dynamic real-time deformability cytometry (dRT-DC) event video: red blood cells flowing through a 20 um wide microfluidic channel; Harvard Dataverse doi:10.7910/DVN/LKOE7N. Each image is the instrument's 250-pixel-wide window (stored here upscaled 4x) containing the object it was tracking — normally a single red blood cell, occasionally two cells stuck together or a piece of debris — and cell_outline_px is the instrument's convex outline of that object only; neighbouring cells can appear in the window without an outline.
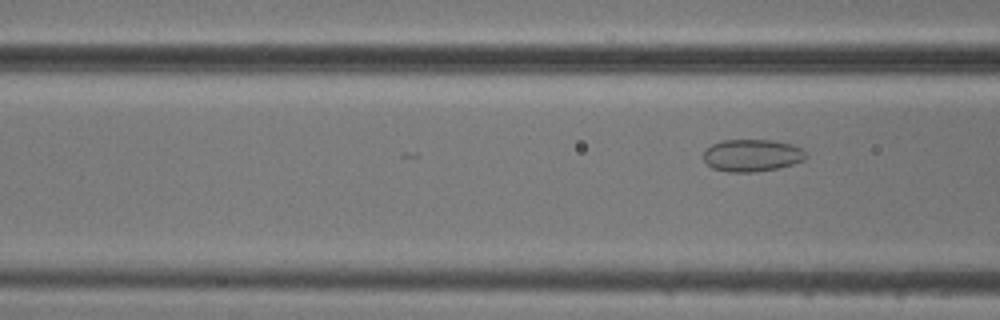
{"species": "common noctule bat (a hibernating species)", "species_latin": "Nyctalus noctula", "temperature_condition": "cold", "stored_images_in_passage": 12, "camera_frame_rate_fps": 3000, "um_per_image_px": 0.085, "animal": {"sex": "male", "body_mass_g": 20.5, "forearm_length_mm": 52.5}, "frame": {"image": 1, "passage_image": 12, "time_ms": 3.667, "image_size_px": [1000, 320], "cell_outline_px": [[808, 156], [804, 160], [780, 168], [756, 172], [728, 172], [712, 168], [704, 160], [704, 152], [712, 144], [724, 140], [772, 140], [792, 144], [800, 148]], "centroid_in_image_um": [63.93, 13.21], "position_along_channel_um": 102.7, "area_um2": 19.25}}